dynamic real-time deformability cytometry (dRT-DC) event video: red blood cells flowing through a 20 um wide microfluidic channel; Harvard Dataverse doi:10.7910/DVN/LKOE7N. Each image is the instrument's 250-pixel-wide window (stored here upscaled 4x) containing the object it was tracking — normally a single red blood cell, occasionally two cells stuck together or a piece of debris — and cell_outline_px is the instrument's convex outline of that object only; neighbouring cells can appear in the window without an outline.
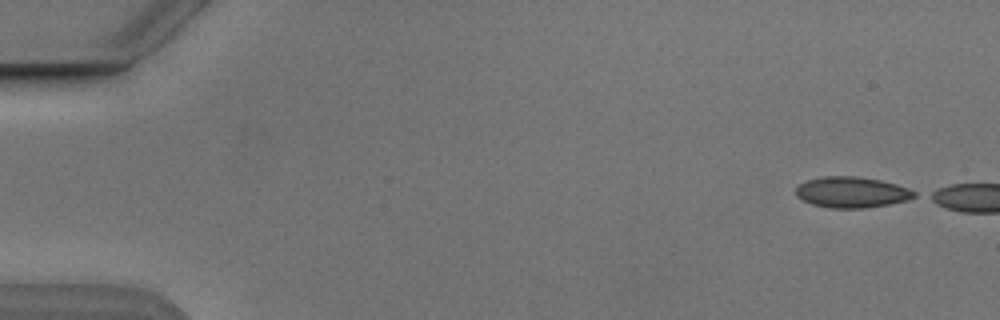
{"species": "Egyptian fruit bat (a non-hibernating species)", "species_latin": "Rousettus aegyptiacus", "temperature_condition": "cold", "stored_images_in_passage": 4, "camera_frame_rate_fps": 3000, "um_per_image_px": 0.085, "animal": {"sex": "male"}, "frame": {"image": 1, "passage_image": 1, "time_ms": 0.0, "image_size_px": [1000, 320], "cell_outline_px": [[916, 196], [908, 200], [888, 204], [864, 208], [832, 208], [812, 204], [796, 196], [796, 188], [800, 184], [808, 180], [824, 176], [856, 176], [880, 180], [896, 184], [908, 188], [916, 192]], "centroid_in_image_um": [72.41, 16.34], "position_along_channel_um": 12.6, "area_um2": 21.15}}